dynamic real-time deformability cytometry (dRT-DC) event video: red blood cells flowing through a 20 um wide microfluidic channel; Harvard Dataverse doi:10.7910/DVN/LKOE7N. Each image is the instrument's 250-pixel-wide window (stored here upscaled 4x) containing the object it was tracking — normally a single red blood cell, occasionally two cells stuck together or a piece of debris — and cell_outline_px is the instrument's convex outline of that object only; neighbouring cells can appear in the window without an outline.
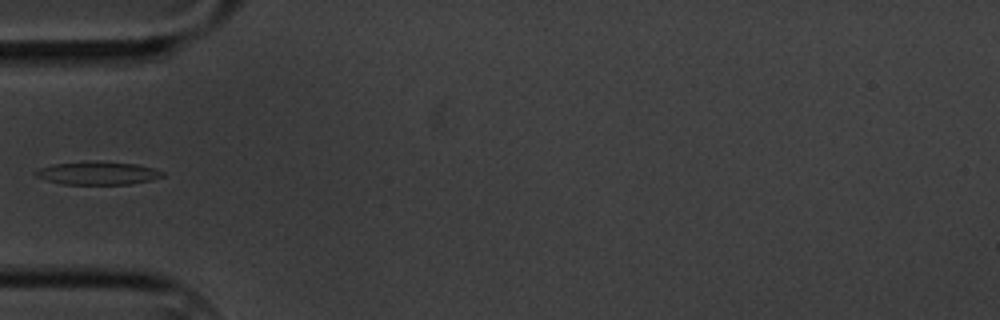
{"species": "common noctule bat (a hibernating species)", "species_latin": "Nyctalus noctula", "temperature_condition": "cold", "stored_images_in_passage": 8, "camera_frame_rate_fps": 3000, "um_per_image_px": 0.085, "animal": {"sex": "male", "body_mass_g": 20.1, "forearm_length_mm": 53.5}, "frame": {"image": 1, "passage_image": 5, "time_ms": 4.667, "image_size_px": [1000, 320], "cell_outline_px": [[164, 176], [152, 180], [132, 184], [64, 184], [48, 180], [36, 176], [32, 172], [36, 168], [52, 164], [84, 160], [96, 160], [136, 164], [152, 168], [164, 172]], "centroid_in_image_um": [8.27, 14.69], "position_along_channel_um": 76.7, "area_um2": 17.46}}
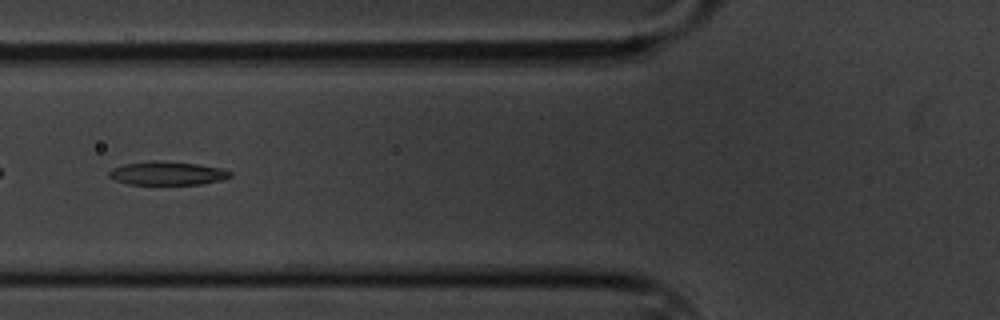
{"frame": {"image": 2, "passage_image": 6, "time_ms": 5.667, "image_size_px": [1000, 320], "cell_outline_px": [[232, 176], [220, 180], [200, 184], [128, 184], [116, 180], [108, 176], [108, 172], [112, 168], [124, 164], [200, 164], [220, 168], [232, 172]], "centroid_in_image_um": [14.26, 14.78], "position_along_channel_um": 111.5, "area_um2": 15.43}}
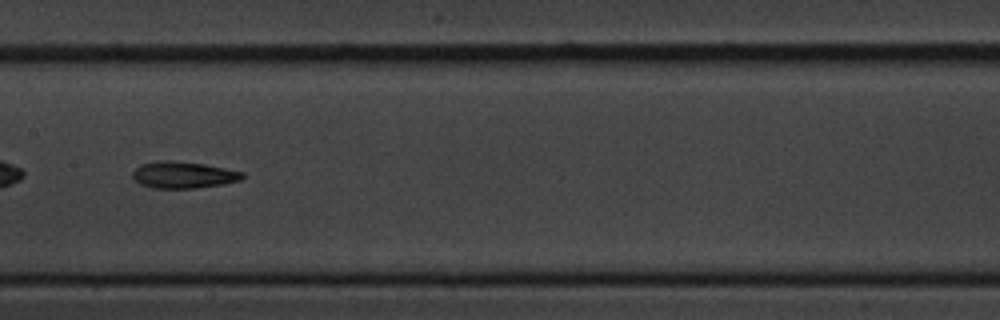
{"frame": {"image": 3, "passage_image": 8, "time_ms": 8.0, "image_size_px": [1000, 320], "cell_outline_px": [[244, 176], [240, 180], [224, 184], [196, 188], [152, 188], [140, 184], [132, 176], [132, 172], [136, 168], [144, 164], [164, 160], [168, 160], [204, 164], [244, 172]], "centroid_in_image_um": [15.6, 14.88], "position_along_channel_um": 191.8, "area_um2": 16.88}}